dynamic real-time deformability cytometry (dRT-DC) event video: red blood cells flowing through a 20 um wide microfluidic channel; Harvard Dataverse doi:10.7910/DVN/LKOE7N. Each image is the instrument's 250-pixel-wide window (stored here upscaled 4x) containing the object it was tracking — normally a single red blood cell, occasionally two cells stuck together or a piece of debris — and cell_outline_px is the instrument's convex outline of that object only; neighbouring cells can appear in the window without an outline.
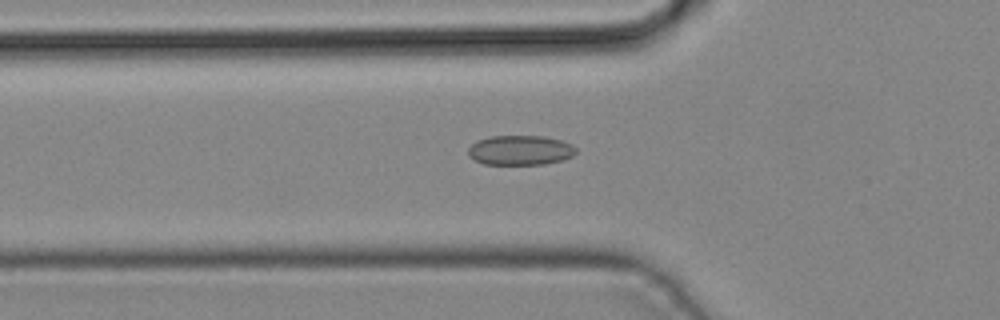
{"species": "common noctule bat (a hibernating species)", "species_latin": "Nyctalus noctula", "temperature_condition": "cold", "stored_images_in_passage": 43, "camera_frame_rate_fps": 3000, "um_per_image_px": 0.085, "animal": {"sex": "male", "body_mass_g": 19.2, "forearm_length_mm": 51.8}, "frame": {"image": 1, "passage_image": 15, "time_ms": 4.667, "image_size_px": [1000, 320], "cell_outline_px": [[576, 152], [572, 156], [560, 160], [544, 164], [484, 164], [468, 156], [468, 148], [476, 140], [492, 136], [544, 136], [560, 140], [572, 144], [576, 148]], "centroid_in_image_um": [44.2, 12.76], "position_along_channel_um": 81.6, "area_um2": 18.61}}
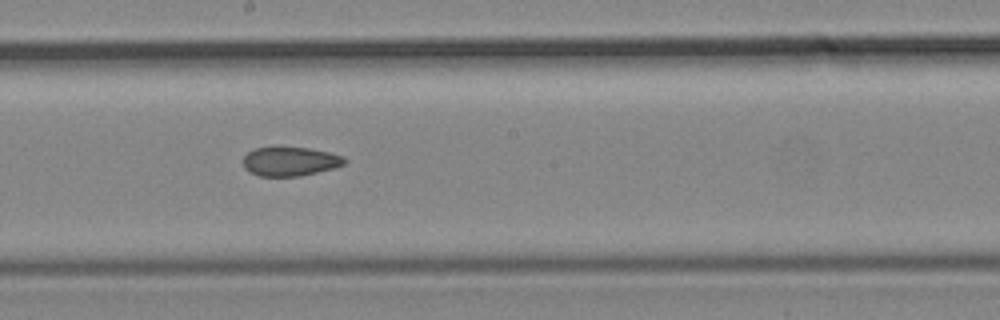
{"frame": {"image": 2, "passage_image": 24, "time_ms": 7.667, "image_size_px": [1000, 320], "cell_outline_px": [[348, 160], [344, 164], [332, 168], [300, 176], [260, 176], [244, 168], [244, 156], [248, 152], [256, 148], [272, 144], [276, 144], [308, 148], [328, 152], [344, 156]], "centroid_in_image_um": [24.64, 13.67], "position_along_channel_um": 223.6, "area_um2": 17.63}}
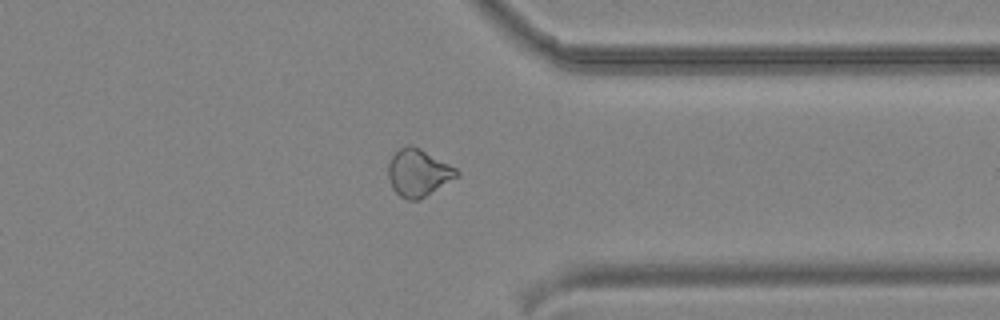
{"frame": {"image": 3, "passage_image": 34, "time_ms": 11.0, "image_size_px": [1000, 320], "cell_outline_px": [[460, 176], [420, 200], [408, 200], [400, 196], [392, 188], [388, 176], [388, 164], [392, 156], [400, 148], [408, 144], [412, 144], [420, 148], [456, 168], [460, 172]], "centroid_in_image_um": [35.57, 14.69], "position_along_channel_um": 375.8, "area_um2": 19.02}}